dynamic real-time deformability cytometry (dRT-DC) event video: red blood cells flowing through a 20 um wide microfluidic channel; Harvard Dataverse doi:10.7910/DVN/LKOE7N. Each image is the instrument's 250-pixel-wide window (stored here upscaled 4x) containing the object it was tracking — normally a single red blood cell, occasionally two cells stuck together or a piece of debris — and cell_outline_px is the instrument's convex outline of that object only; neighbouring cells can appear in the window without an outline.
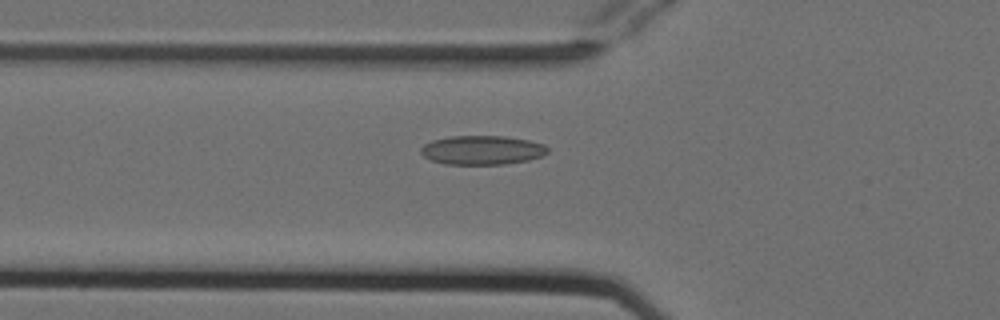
{"species": "Egyptian fruit bat (a non-hibernating species)", "species_latin": "Rousettus aegyptiacus", "temperature_condition": "cold", "stored_images_in_passage": 55, "camera_frame_rate_fps": 3000, "um_per_image_px": 0.085, "animal": {"sex": "female"}, "frame": {"image": 1, "passage_image": 20, "time_ms": 6.333, "image_size_px": [1000, 320], "cell_outline_px": [[548, 152], [544, 156], [528, 160], [504, 164], [444, 164], [432, 160], [424, 156], [420, 152], [420, 148], [424, 144], [432, 140], [448, 136], [504, 136], [528, 140], [544, 144], [548, 148]], "centroid_in_image_um": [40.98, 12.75], "position_along_channel_um": 84.8, "area_um2": 21.56}}
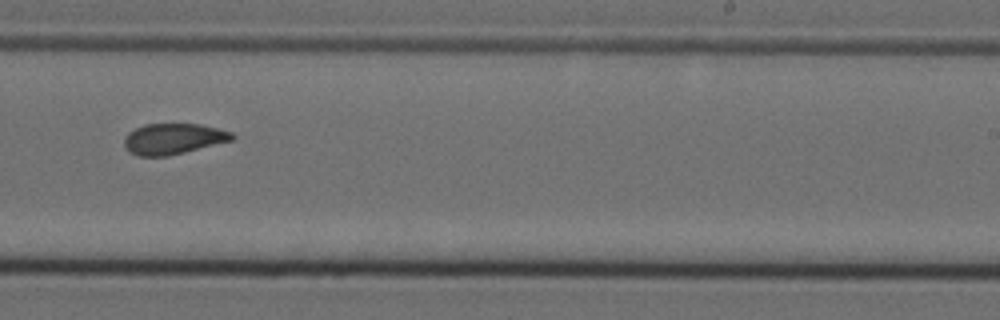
{"frame": {"image": 2, "passage_image": 35, "time_ms": 11.333, "image_size_px": [1000, 320], "cell_outline_px": [[236, 136], [232, 140], [168, 156], [140, 156], [132, 152], [124, 144], [124, 140], [128, 132], [144, 124], [200, 124], [232, 132]], "centroid_in_image_um": [14.74, 11.79], "position_along_channel_um": 274.3, "area_um2": 19.07}}
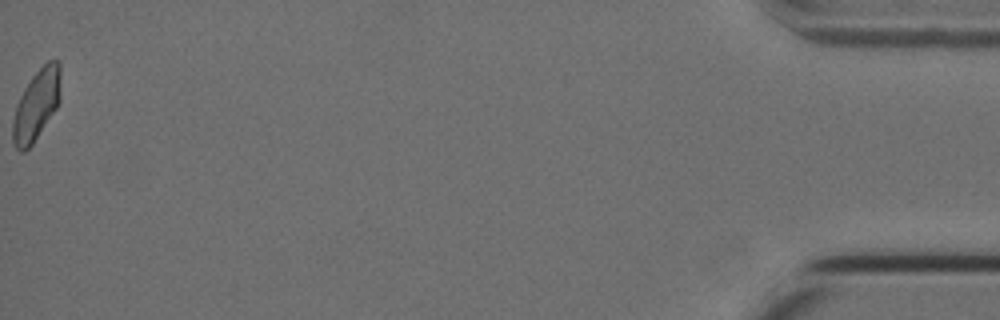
{"frame": {"image": 3, "passage_image": 55, "time_ms": 18.0, "image_size_px": [1000, 320], "cell_outline_px": [[60, 100], [56, 108], [32, 144], [24, 152], [20, 152], [16, 148], [12, 140], [12, 120], [16, 104], [24, 88], [32, 76], [48, 60], [56, 60], [60, 64]], "centroid_in_image_um": [3.08, 8.92], "position_along_channel_um": 432.1, "area_um2": 19.65}, "authors_computed_cell_mechanics": {"area_um2": 20.23, "velocity_mm_per_s": 3.7845, "shape_relaxation_time_tau1_ms": 9.7959, "shape_relaxation_time_tau2_ms": 2.1981, "deformation_change_tau1": 0.1613, "deformation_change_tau2": 0.0681}}